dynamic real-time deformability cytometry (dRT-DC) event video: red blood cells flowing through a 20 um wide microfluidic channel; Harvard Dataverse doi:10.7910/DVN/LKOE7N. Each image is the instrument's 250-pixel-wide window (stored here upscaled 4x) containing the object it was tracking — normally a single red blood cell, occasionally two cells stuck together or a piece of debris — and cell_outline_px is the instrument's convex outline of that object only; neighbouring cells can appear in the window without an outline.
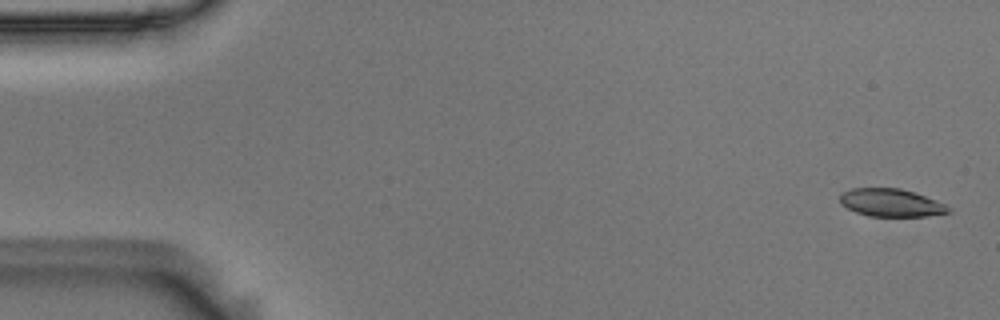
{"species": "Egyptian fruit bat (a non-hibernating species)", "species_latin": "Rousettus aegyptiacus", "temperature_condition": "room temperature", "stored_images_in_passage": 55, "camera_frame_rate_fps": 3000, "um_per_image_px": 0.085, "animal": {"sex": "male"}, "frame": {"image": 1, "passage_image": 1, "time_ms": 0.0, "image_size_px": [1000, 320], "cell_outline_px": [[952, 212], [928, 216], [868, 216], [856, 212], [840, 204], [840, 196], [844, 192], [852, 188], [900, 188], [916, 192], [936, 200], [952, 208]], "centroid_in_image_um": [75.78, 17.23], "position_along_channel_um": 9.2, "area_um2": 17.69}}
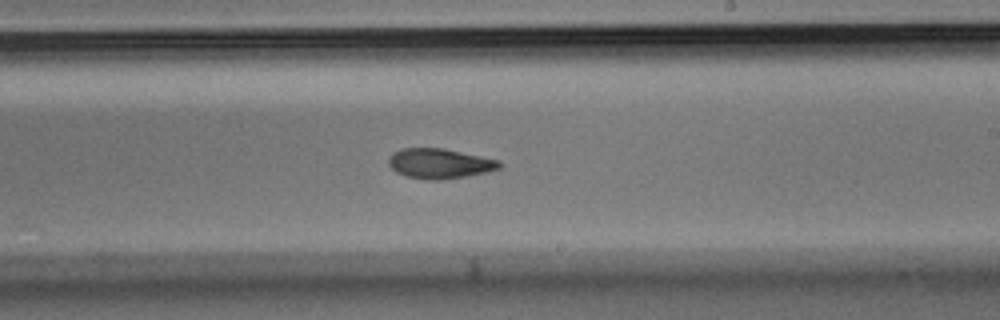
{"frame": {"image": 2, "passage_image": 32, "time_ms": 10.333, "image_size_px": [1000, 320], "cell_outline_px": [[504, 164], [500, 168], [468, 176], [444, 180], [428, 180], [404, 176], [396, 172], [388, 164], [388, 160], [392, 152], [400, 148], [444, 148], [500, 160]], "centroid_in_image_um": [37.36, 13.9], "position_along_channel_um": 251.6, "area_um2": 19.65}}
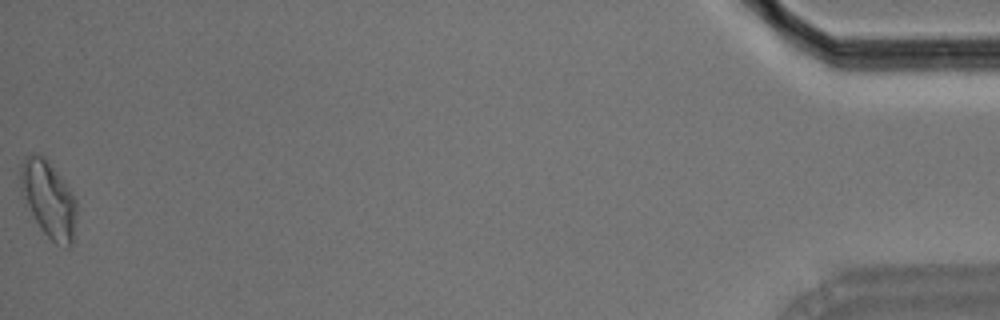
{"frame": {"image": 3, "passage_image": 55, "time_ms": 18.0, "image_size_px": [1000, 320], "cell_outline_px": [[76, 216], [72, 244], [68, 248], [64, 248], [56, 244], [40, 228], [20, 188], [20, 168], [24, 156], [32, 152], [36, 152], [44, 156], [60, 176], [76, 200]], "centroid_in_image_um": [4.13, 16.91], "position_along_channel_um": 431.1, "area_um2": 24.68}, "authors_computed_cell_mechanics": {"area_um2": 19.652, "velocity_mm_per_s": 3.6116, "shape_relaxation_time_tau1_ms": 10.6694, "shape_relaxation_time_tau2_ms": 5.3866, "deformation_change_tau1": 0.2072, "deformation_change_tau2": 0.1159}}